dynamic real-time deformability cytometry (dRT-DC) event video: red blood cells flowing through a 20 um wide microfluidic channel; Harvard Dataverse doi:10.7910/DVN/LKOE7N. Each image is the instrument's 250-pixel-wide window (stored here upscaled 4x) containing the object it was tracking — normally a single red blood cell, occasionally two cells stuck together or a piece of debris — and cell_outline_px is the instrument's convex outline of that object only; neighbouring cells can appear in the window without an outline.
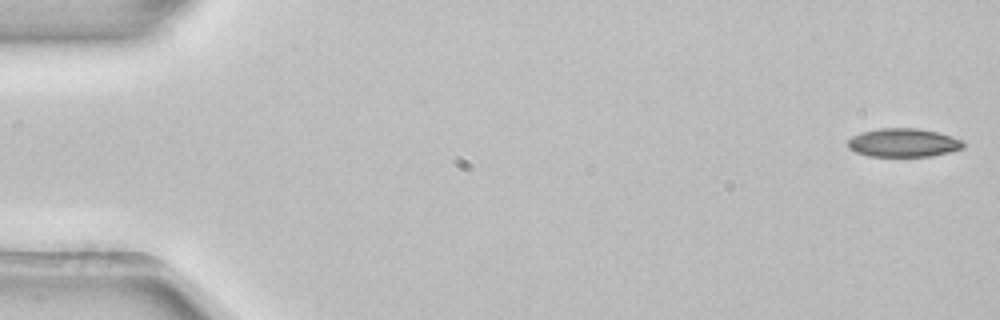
{"species": "common noctule bat (a hibernating species)", "species_latin": "Nyctalus noctula", "temperature_condition": "room temperature", "stored_images_in_passage": 4, "segment_of_instrument_passage": [1, 2], "camera_frame_rate_fps": 3000, "um_per_image_px": 0.085, "animal": {"sex": "female", "body_mass_g": 22.7, "forearm_length_mm": 54.2}, "frame": {"image": 1, "passage_image": 1, "time_ms": 0.0, "image_size_px": [1000, 320], "cell_outline_px": [[964, 148], [932, 156], [868, 156], [856, 152], [848, 148], [848, 140], [852, 136], [860, 132], [880, 128], [916, 128], [936, 132], [952, 136], [964, 140]], "centroid_in_image_um": [76.78, 12.13], "position_along_channel_um": 8.2, "area_um2": 19.25}}